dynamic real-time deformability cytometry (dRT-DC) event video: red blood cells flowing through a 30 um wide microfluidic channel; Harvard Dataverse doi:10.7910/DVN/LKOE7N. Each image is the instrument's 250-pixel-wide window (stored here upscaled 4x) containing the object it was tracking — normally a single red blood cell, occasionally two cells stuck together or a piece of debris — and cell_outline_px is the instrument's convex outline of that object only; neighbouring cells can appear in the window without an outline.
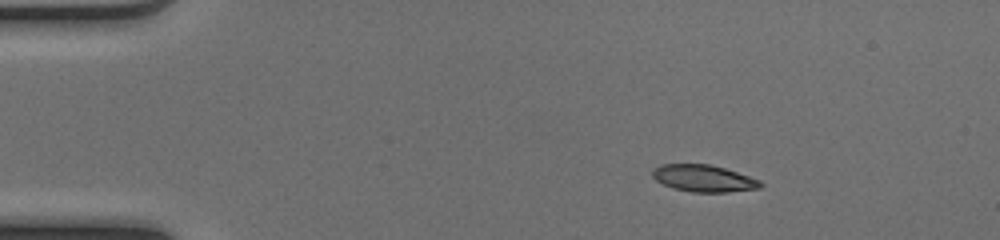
{"species": "common noctule bat (a hibernating species)", "species_latin": "Nyctalus noctula", "temperature_condition": "cold", "stored_images_in_passage": 43, "camera_frame_rate_fps": 3000, "um_per_image_px": 0.085, "animal": {"sex": "female", "body_mass_g": 17.0, "forearm_length_mm": 48.0}, "frame": {"image": 1, "passage_image": 1, "time_ms": 0.0, "image_size_px": [1000, 240], "cell_outline_px": [[764, 184], [760, 188], [728, 192], [692, 192], [672, 188], [656, 180], [652, 176], [652, 168], [660, 164], [708, 164], [724, 168], [760, 180]], "centroid_in_image_um": [59.79, 15.16], "position_along_channel_um": 25.2, "area_um2": 16.94}}
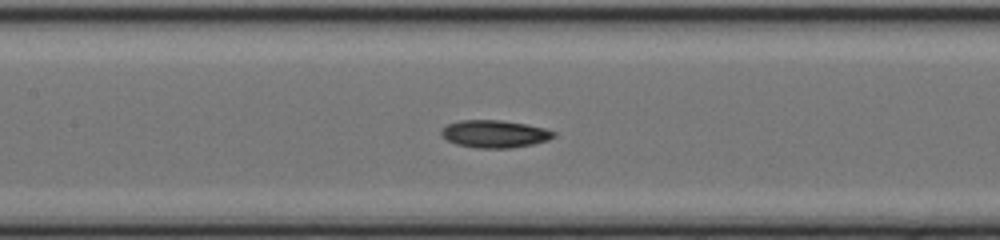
{"frame": {"image": 2, "passage_image": 17, "time_ms": 5.333, "image_size_px": [1000, 240], "cell_outline_px": [[556, 136], [548, 140], [532, 144], [512, 148], [476, 148], [456, 144], [448, 140], [440, 132], [440, 128], [448, 124], [460, 120], [500, 120], [524, 124], [544, 128], [556, 132]], "centroid_in_image_um": [42.04, 11.38], "position_along_channel_um": 165.4, "area_um2": 17.98}}
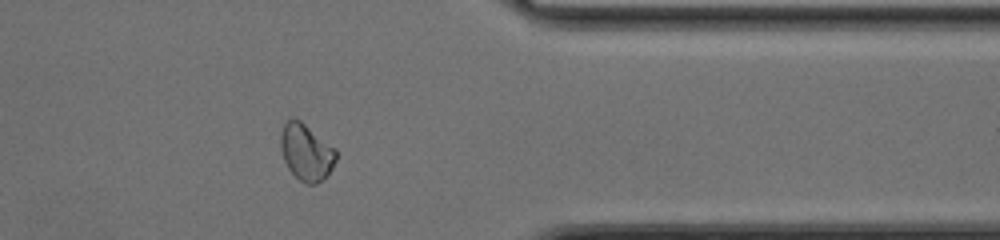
{"frame": {"image": 3, "passage_image": 34, "time_ms": 11.0, "image_size_px": [1000, 240], "cell_outline_px": [[336, 160], [332, 168], [324, 180], [316, 184], [304, 184], [288, 168], [284, 160], [280, 148], [280, 136], [284, 124], [292, 116], [300, 120], [336, 148]], "centroid_in_image_um": [26.03, 12.93], "position_along_channel_um": 385.4, "area_um2": 18.44}, "authors_computed_cell_mechanics": {"area_um2": 17.9758, "velocity_mm_per_s": 4.1138, "shape_relaxation_time_tau1_ms": null, "shape_relaxation_time_tau2_ms": 9.8593, "deformation_change_tau1": null, "deformation_change_tau2": 0.1236}}